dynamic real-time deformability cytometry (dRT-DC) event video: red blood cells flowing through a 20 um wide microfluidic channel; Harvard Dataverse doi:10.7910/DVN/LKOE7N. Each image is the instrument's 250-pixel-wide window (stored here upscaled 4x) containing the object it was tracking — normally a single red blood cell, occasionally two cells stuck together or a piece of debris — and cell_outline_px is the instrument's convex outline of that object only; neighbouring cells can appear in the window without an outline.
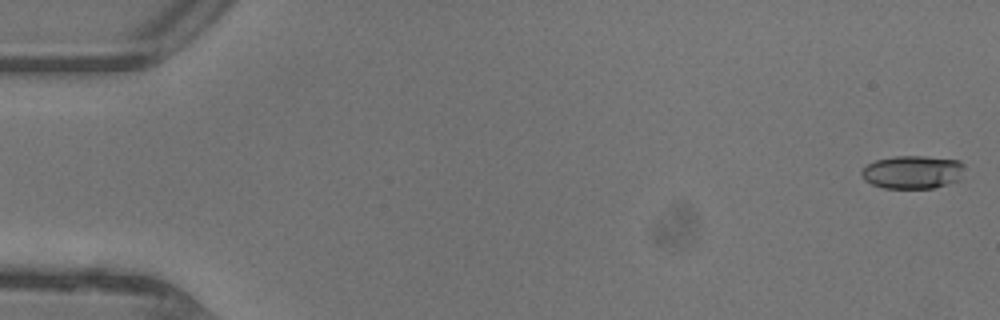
{"species": "common noctule bat (a hibernating species)", "species_latin": "Nyctalus noctula", "temperature_condition": "warm", "stored_images_in_passage": 8, "camera_frame_rate_fps": 3000, "um_per_image_px": 0.085, "animal": {"sex": "female"}, "frame": {"image": 1, "passage_image": 1, "time_ms": 0.0, "image_size_px": [1000, 320], "cell_outline_px": [[964, 164], [960, 180], [948, 184], [932, 188], [884, 188], [872, 184], [864, 180], [860, 172], [868, 164], [876, 160], [896, 156], [924, 156], [960, 160]], "centroid_in_image_um": [77.58, 14.63], "position_along_channel_um": 7.4, "area_um2": 19.94}}